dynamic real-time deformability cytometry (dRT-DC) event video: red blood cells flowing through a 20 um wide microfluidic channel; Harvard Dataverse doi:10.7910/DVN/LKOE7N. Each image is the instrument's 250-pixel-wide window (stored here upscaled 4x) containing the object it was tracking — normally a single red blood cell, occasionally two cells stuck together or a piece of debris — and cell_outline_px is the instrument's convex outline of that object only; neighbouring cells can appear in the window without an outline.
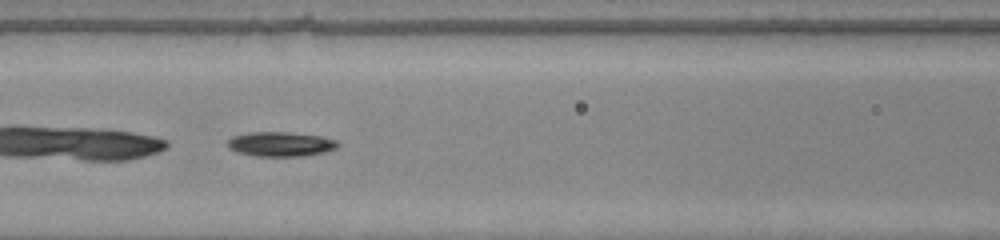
{"species": "common noctule bat (a hibernating species)", "species_latin": "Nyctalus noctula", "temperature_condition": "warm", "stored_images_in_passage": 35, "camera_frame_rate_fps": 3000, "um_per_image_px": 0.085, "animal": {"sex": "male", "body_mass_g": 20.0, "forearm_length_mm": 53.3}, "frame": {"image": 1, "passage_image": 6, "time_ms": 1.667, "image_size_px": [1000, 240], "cell_outline_px": [[340, 144], [336, 148], [324, 152], [304, 156], [256, 156], [236, 152], [228, 148], [228, 140], [232, 136], [248, 132], [288, 132], [320, 136], [336, 140]], "centroid_in_image_um": [23.83, 12.25], "position_along_channel_um": 142.8, "area_um2": 15.84}}